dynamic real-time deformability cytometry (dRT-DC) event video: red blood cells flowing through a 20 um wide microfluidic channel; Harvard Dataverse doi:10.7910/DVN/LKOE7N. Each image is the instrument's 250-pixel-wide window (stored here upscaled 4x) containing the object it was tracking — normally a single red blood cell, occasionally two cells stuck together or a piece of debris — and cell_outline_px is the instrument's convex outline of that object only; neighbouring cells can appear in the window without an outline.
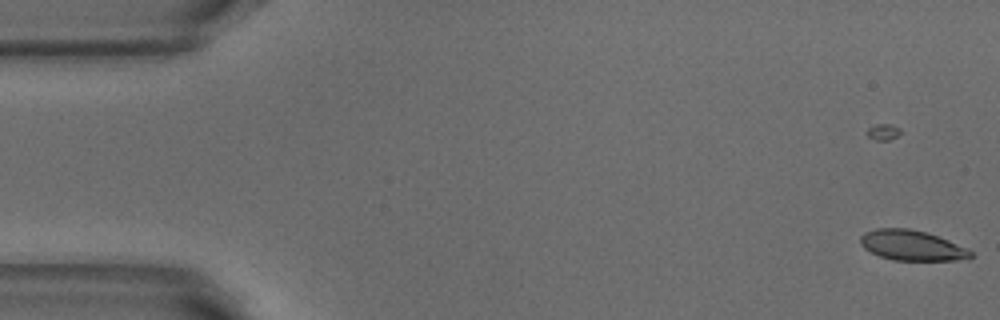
{"species": "common noctule bat (a hibernating species)", "species_latin": "Nyctalus noctula", "temperature_condition": "warm", "stored_images_in_passage": 4, "camera_frame_rate_fps": 3000, "um_per_image_px": 0.085, "animal": {"sex": "male", "body_mass_g": 18.8}, "frame": {"image": 1, "passage_image": 4, "time_ms": 1.0, "image_size_px": [1000, 320], "cell_outline_px": [[972, 256], [968, 260], [892, 260], [880, 256], [864, 248], [860, 244], [860, 236], [864, 232], [876, 228], [908, 228], [924, 232], [948, 240], [968, 248], [972, 252]], "centroid_in_image_um": [77.51, 20.86], "position_along_channel_um": 7.5, "area_um2": 19.42}}